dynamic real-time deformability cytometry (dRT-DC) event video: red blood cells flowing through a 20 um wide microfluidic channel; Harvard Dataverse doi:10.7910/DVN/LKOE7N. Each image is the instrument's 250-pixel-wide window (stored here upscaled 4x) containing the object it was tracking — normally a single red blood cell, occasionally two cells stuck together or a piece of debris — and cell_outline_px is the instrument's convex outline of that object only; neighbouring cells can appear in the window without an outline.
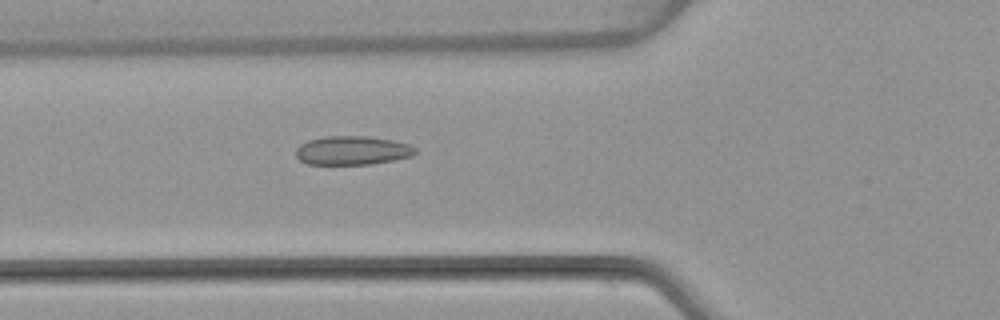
{"species": "common noctule bat (a hibernating species)", "species_latin": "Nyctalus noctula", "temperature_condition": "warm", "stored_images_in_passage": 5, "camera_frame_rate_fps": 3000, "um_per_image_px": 0.085, "animal": {"sex": "female", "body_mass_g": 22.7, "forearm_length_mm": 54.2}, "frame": {"image": 1, "passage_image": 5, "time_ms": 6.0, "image_size_px": [1000, 320], "cell_outline_px": [[416, 152], [412, 156], [372, 164], [308, 164], [300, 160], [296, 156], [296, 148], [300, 144], [308, 140], [324, 136], [368, 136], [392, 140], [408, 144], [416, 148]], "centroid_in_image_um": [29.93, 12.78], "position_along_channel_um": 95.9, "area_um2": 20.06}}